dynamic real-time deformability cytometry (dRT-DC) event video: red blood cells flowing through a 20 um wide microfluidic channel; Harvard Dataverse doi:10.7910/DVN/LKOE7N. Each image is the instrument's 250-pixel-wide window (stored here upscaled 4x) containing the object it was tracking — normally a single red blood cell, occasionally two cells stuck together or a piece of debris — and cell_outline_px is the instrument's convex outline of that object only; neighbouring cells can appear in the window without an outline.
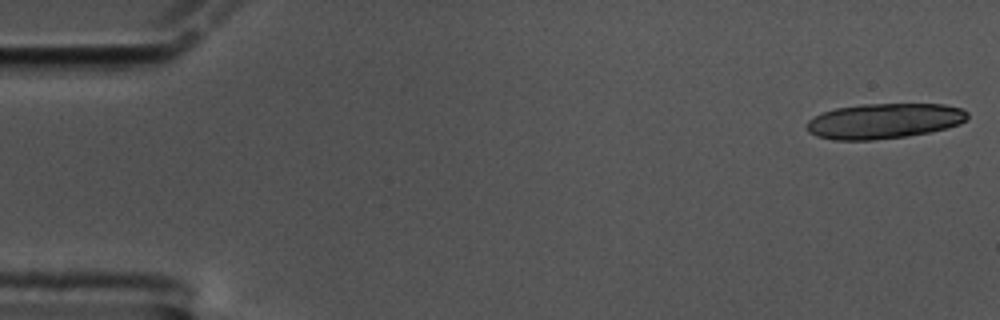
{"species": "common noctule bat (a hibernating species)", "species_latin": "Nyctalus noctula", "temperature_condition": "cold", "stored_images_in_passage": 20, "camera_frame_rate_fps": 3000, "um_per_image_px": 0.085, "animal": {"sex": "male", "body_mass_g": 17.5, "forearm_length_mm": 52.3}, "frame": {"image": 1, "passage_image": 1, "time_ms": 0.0, "image_size_px": [1000, 320], "cell_outline_px": [[968, 120], [960, 124], [928, 132], [908, 136], [872, 140], [832, 140], [816, 136], [808, 132], [808, 120], [824, 112], [836, 108], [860, 104], [944, 104], [960, 108], [968, 112]], "centroid_in_image_um": [75.16, 10.28], "position_along_channel_um": 9.8, "area_um2": 33.0}}